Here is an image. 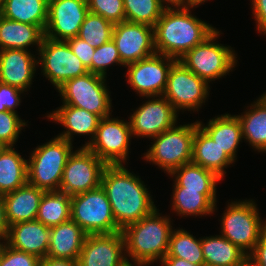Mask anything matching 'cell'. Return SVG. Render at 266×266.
<instances>
[{"instance_id": "6da1fadb", "label": "cell", "mask_w": 266, "mask_h": 266, "mask_svg": "<svg viewBox=\"0 0 266 266\" xmlns=\"http://www.w3.org/2000/svg\"><path fill=\"white\" fill-rule=\"evenodd\" d=\"M101 186L121 231L156 209L144 183L123 164L107 165L102 175Z\"/></svg>"}, {"instance_id": "7a4b0ae2", "label": "cell", "mask_w": 266, "mask_h": 266, "mask_svg": "<svg viewBox=\"0 0 266 266\" xmlns=\"http://www.w3.org/2000/svg\"><path fill=\"white\" fill-rule=\"evenodd\" d=\"M173 6L167 5L154 26L155 49L158 54L179 60L216 28L189 12L190 8L198 5L180 3Z\"/></svg>"}, {"instance_id": "3957f363", "label": "cell", "mask_w": 266, "mask_h": 266, "mask_svg": "<svg viewBox=\"0 0 266 266\" xmlns=\"http://www.w3.org/2000/svg\"><path fill=\"white\" fill-rule=\"evenodd\" d=\"M170 219L161 216L156 208L121 231L125 240V254L128 253L136 266H146L158 259L161 262L167 255L173 231Z\"/></svg>"}, {"instance_id": "277c9868", "label": "cell", "mask_w": 266, "mask_h": 266, "mask_svg": "<svg viewBox=\"0 0 266 266\" xmlns=\"http://www.w3.org/2000/svg\"><path fill=\"white\" fill-rule=\"evenodd\" d=\"M72 148L70 142L60 137L36 147L27 160L28 184L44 192L58 191Z\"/></svg>"}, {"instance_id": "5b68a950", "label": "cell", "mask_w": 266, "mask_h": 266, "mask_svg": "<svg viewBox=\"0 0 266 266\" xmlns=\"http://www.w3.org/2000/svg\"><path fill=\"white\" fill-rule=\"evenodd\" d=\"M195 123L173 126L154 137L144 158L170 174L192 161Z\"/></svg>"}, {"instance_id": "8992f818", "label": "cell", "mask_w": 266, "mask_h": 266, "mask_svg": "<svg viewBox=\"0 0 266 266\" xmlns=\"http://www.w3.org/2000/svg\"><path fill=\"white\" fill-rule=\"evenodd\" d=\"M71 219L87 235L113 234L121 231L102 186L71 196Z\"/></svg>"}, {"instance_id": "52a82bcc", "label": "cell", "mask_w": 266, "mask_h": 266, "mask_svg": "<svg viewBox=\"0 0 266 266\" xmlns=\"http://www.w3.org/2000/svg\"><path fill=\"white\" fill-rule=\"evenodd\" d=\"M255 204L252 200L231 202L221 220V235L247 255L254 250L261 233L266 229V221L261 222Z\"/></svg>"}, {"instance_id": "ba28073f", "label": "cell", "mask_w": 266, "mask_h": 266, "mask_svg": "<svg viewBox=\"0 0 266 266\" xmlns=\"http://www.w3.org/2000/svg\"><path fill=\"white\" fill-rule=\"evenodd\" d=\"M220 33L216 29L202 43L189 50L179 61L208 83L219 79L235 68L236 55L232 48L214 43Z\"/></svg>"}, {"instance_id": "9c48e42d", "label": "cell", "mask_w": 266, "mask_h": 266, "mask_svg": "<svg viewBox=\"0 0 266 266\" xmlns=\"http://www.w3.org/2000/svg\"><path fill=\"white\" fill-rule=\"evenodd\" d=\"M105 78L88 72L66 81L57 89L62 97L63 105L85 109L100 118L110 116L112 100L105 84Z\"/></svg>"}, {"instance_id": "30bf717a", "label": "cell", "mask_w": 266, "mask_h": 266, "mask_svg": "<svg viewBox=\"0 0 266 266\" xmlns=\"http://www.w3.org/2000/svg\"><path fill=\"white\" fill-rule=\"evenodd\" d=\"M106 166L87 147H81L68 157L59 191L74 196L98 188Z\"/></svg>"}, {"instance_id": "8fae6325", "label": "cell", "mask_w": 266, "mask_h": 266, "mask_svg": "<svg viewBox=\"0 0 266 266\" xmlns=\"http://www.w3.org/2000/svg\"><path fill=\"white\" fill-rule=\"evenodd\" d=\"M43 75L58 89L66 81L88 73L82 61L73 53L67 41L43 38L39 47Z\"/></svg>"}, {"instance_id": "7c38bea8", "label": "cell", "mask_w": 266, "mask_h": 266, "mask_svg": "<svg viewBox=\"0 0 266 266\" xmlns=\"http://www.w3.org/2000/svg\"><path fill=\"white\" fill-rule=\"evenodd\" d=\"M208 82L187 69L179 60L170 68L164 96L177 110H198L209 94Z\"/></svg>"}, {"instance_id": "4fadbf2b", "label": "cell", "mask_w": 266, "mask_h": 266, "mask_svg": "<svg viewBox=\"0 0 266 266\" xmlns=\"http://www.w3.org/2000/svg\"><path fill=\"white\" fill-rule=\"evenodd\" d=\"M130 136L129 122L108 116L100 119L94 139L87 148L107 165L122 164L127 160Z\"/></svg>"}, {"instance_id": "5bb4252c", "label": "cell", "mask_w": 266, "mask_h": 266, "mask_svg": "<svg viewBox=\"0 0 266 266\" xmlns=\"http://www.w3.org/2000/svg\"><path fill=\"white\" fill-rule=\"evenodd\" d=\"M176 61L174 58L156 53L146 59L127 64V82L143 97L162 96L169 70Z\"/></svg>"}, {"instance_id": "9a60e30c", "label": "cell", "mask_w": 266, "mask_h": 266, "mask_svg": "<svg viewBox=\"0 0 266 266\" xmlns=\"http://www.w3.org/2000/svg\"><path fill=\"white\" fill-rule=\"evenodd\" d=\"M112 39L124 66L156 54L154 27L123 21L114 24Z\"/></svg>"}, {"instance_id": "2e32d148", "label": "cell", "mask_w": 266, "mask_h": 266, "mask_svg": "<svg viewBox=\"0 0 266 266\" xmlns=\"http://www.w3.org/2000/svg\"><path fill=\"white\" fill-rule=\"evenodd\" d=\"M88 13L87 0H49L44 36L63 41L78 36Z\"/></svg>"}, {"instance_id": "e0dca14e", "label": "cell", "mask_w": 266, "mask_h": 266, "mask_svg": "<svg viewBox=\"0 0 266 266\" xmlns=\"http://www.w3.org/2000/svg\"><path fill=\"white\" fill-rule=\"evenodd\" d=\"M124 253L125 240L121 231L113 234L87 235L77 264L78 266H133Z\"/></svg>"}, {"instance_id": "ac0fdd59", "label": "cell", "mask_w": 266, "mask_h": 266, "mask_svg": "<svg viewBox=\"0 0 266 266\" xmlns=\"http://www.w3.org/2000/svg\"><path fill=\"white\" fill-rule=\"evenodd\" d=\"M132 135L154 138L177 123V110L164 97L148 100L131 116Z\"/></svg>"}, {"instance_id": "d6986e66", "label": "cell", "mask_w": 266, "mask_h": 266, "mask_svg": "<svg viewBox=\"0 0 266 266\" xmlns=\"http://www.w3.org/2000/svg\"><path fill=\"white\" fill-rule=\"evenodd\" d=\"M5 243L42 259L47 256L50 242V227L38 220L23 221L10 225Z\"/></svg>"}, {"instance_id": "ffe728a7", "label": "cell", "mask_w": 266, "mask_h": 266, "mask_svg": "<svg viewBox=\"0 0 266 266\" xmlns=\"http://www.w3.org/2000/svg\"><path fill=\"white\" fill-rule=\"evenodd\" d=\"M30 53L21 49L0 50V82L22 91L30 89L38 64Z\"/></svg>"}, {"instance_id": "44dd1931", "label": "cell", "mask_w": 266, "mask_h": 266, "mask_svg": "<svg viewBox=\"0 0 266 266\" xmlns=\"http://www.w3.org/2000/svg\"><path fill=\"white\" fill-rule=\"evenodd\" d=\"M52 121H56L65 126L66 131L58 135L62 139L72 144V134L92 135L91 140L82 147H87L96 134L100 117L94 113L88 112L75 106L62 105L59 109L53 111L47 116Z\"/></svg>"}, {"instance_id": "7402d4cb", "label": "cell", "mask_w": 266, "mask_h": 266, "mask_svg": "<svg viewBox=\"0 0 266 266\" xmlns=\"http://www.w3.org/2000/svg\"><path fill=\"white\" fill-rule=\"evenodd\" d=\"M86 236L72 219L51 227L47 256L77 261Z\"/></svg>"}, {"instance_id": "603a6c76", "label": "cell", "mask_w": 266, "mask_h": 266, "mask_svg": "<svg viewBox=\"0 0 266 266\" xmlns=\"http://www.w3.org/2000/svg\"><path fill=\"white\" fill-rule=\"evenodd\" d=\"M43 194V190L28 183L4 194L6 219L9 226L18 222L36 220Z\"/></svg>"}, {"instance_id": "cb8c5ba5", "label": "cell", "mask_w": 266, "mask_h": 266, "mask_svg": "<svg viewBox=\"0 0 266 266\" xmlns=\"http://www.w3.org/2000/svg\"><path fill=\"white\" fill-rule=\"evenodd\" d=\"M192 163L213 171L223 179L224 168L234 163L227 153L195 122Z\"/></svg>"}, {"instance_id": "d4e9b609", "label": "cell", "mask_w": 266, "mask_h": 266, "mask_svg": "<svg viewBox=\"0 0 266 266\" xmlns=\"http://www.w3.org/2000/svg\"><path fill=\"white\" fill-rule=\"evenodd\" d=\"M205 266H246L248 255L222 235L201 238Z\"/></svg>"}, {"instance_id": "484cf974", "label": "cell", "mask_w": 266, "mask_h": 266, "mask_svg": "<svg viewBox=\"0 0 266 266\" xmlns=\"http://www.w3.org/2000/svg\"><path fill=\"white\" fill-rule=\"evenodd\" d=\"M40 26L12 21L0 15V50H28L30 45H37L38 50L44 38Z\"/></svg>"}, {"instance_id": "4316f807", "label": "cell", "mask_w": 266, "mask_h": 266, "mask_svg": "<svg viewBox=\"0 0 266 266\" xmlns=\"http://www.w3.org/2000/svg\"><path fill=\"white\" fill-rule=\"evenodd\" d=\"M198 125L223 149L235 162L236 149L243 139L242 127L236 115L225 114L210 119L208 125Z\"/></svg>"}, {"instance_id": "83f0119b", "label": "cell", "mask_w": 266, "mask_h": 266, "mask_svg": "<svg viewBox=\"0 0 266 266\" xmlns=\"http://www.w3.org/2000/svg\"><path fill=\"white\" fill-rule=\"evenodd\" d=\"M169 175L175 178V183L185 190H201L216 205V184L222 180L213 171L192 162L173 170Z\"/></svg>"}, {"instance_id": "f1b7e54d", "label": "cell", "mask_w": 266, "mask_h": 266, "mask_svg": "<svg viewBox=\"0 0 266 266\" xmlns=\"http://www.w3.org/2000/svg\"><path fill=\"white\" fill-rule=\"evenodd\" d=\"M49 0H1L0 15L6 19L40 26L45 30Z\"/></svg>"}, {"instance_id": "f546056e", "label": "cell", "mask_w": 266, "mask_h": 266, "mask_svg": "<svg viewBox=\"0 0 266 266\" xmlns=\"http://www.w3.org/2000/svg\"><path fill=\"white\" fill-rule=\"evenodd\" d=\"M27 183V160L13 146H7L0 152V194L15 191Z\"/></svg>"}, {"instance_id": "4dcf8cb0", "label": "cell", "mask_w": 266, "mask_h": 266, "mask_svg": "<svg viewBox=\"0 0 266 266\" xmlns=\"http://www.w3.org/2000/svg\"><path fill=\"white\" fill-rule=\"evenodd\" d=\"M244 115H237L243 138L259 152L266 151V100L261 96Z\"/></svg>"}, {"instance_id": "1f68e13d", "label": "cell", "mask_w": 266, "mask_h": 266, "mask_svg": "<svg viewBox=\"0 0 266 266\" xmlns=\"http://www.w3.org/2000/svg\"><path fill=\"white\" fill-rule=\"evenodd\" d=\"M69 219H71V196L59 190L44 192L36 220L51 228Z\"/></svg>"}, {"instance_id": "d6a6232c", "label": "cell", "mask_w": 266, "mask_h": 266, "mask_svg": "<svg viewBox=\"0 0 266 266\" xmlns=\"http://www.w3.org/2000/svg\"><path fill=\"white\" fill-rule=\"evenodd\" d=\"M172 209L179 215L202 216L215 211V204L201 190H185L174 183Z\"/></svg>"}, {"instance_id": "836d02e7", "label": "cell", "mask_w": 266, "mask_h": 266, "mask_svg": "<svg viewBox=\"0 0 266 266\" xmlns=\"http://www.w3.org/2000/svg\"><path fill=\"white\" fill-rule=\"evenodd\" d=\"M165 257H177L195 265L205 266L201 238L196 239L184 229L172 231Z\"/></svg>"}, {"instance_id": "e575fe53", "label": "cell", "mask_w": 266, "mask_h": 266, "mask_svg": "<svg viewBox=\"0 0 266 266\" xmlns=\"http://www.w3.org/2000/svg\"><path fill=\"white\" fill-rule=\"evenodd\" d=\"M125 21L154 27L167 5L163 0H123Z\"/></svg>"}, {"instance_id": "d590c367", "label": "cell", "mask_w": 266, "mask_h": 266, "mask_svg": "<svg viewBox=\"0 0 266 266\" xmlns=\"http://www.w3.org/2000/svg\"><path fill=\"white\" fill-rule=\"evenodd\" d=\"M113 28V23L89 12L80 27L78 37L97 48L112 39Z\"/></svg>"}, {"instance_id": "8d00e7d4", "label": "cell", "mask_w": 266, "mask_h": 266, "mask_svg": "<svg viewBox=\"0 0 266 266\" xmlns=\"http://www.w3.org/2000/svg\"><path fill=\"white\" fill-rule=\"evenodd\" d=\"M118 63L124 66L121 61L116 44L111 39L103 45L97 47L91 60V73L106 77L108 66Z\"/></svg>"}, {"instance_id": "74e56055", "label": "cell", "mask_w": 266, "mask_h": 266, "mask_svg": "<svg viewBox=\"0 0 266 266\" xmlns=\"http://www.w3.org/2000/svg\"><path fill=\"white\" fill-rule=\"evenodd\" d=\"M89 12L102 16L113 24L125 21L123 0H87Z\"/></svg>"}, {"instance_id": "f35d334b", "label": "cell", "mask_w": 266, "mask_h": 266, "mask_svg": "<svg viewBox=\"0 0 266 266\" xmlns=\"http://www.w3.org/2000/svg\"><path fill=\"white\" fill-rule=\"evenodd\" d=\"M26 122L17 113L11 111L0 112V140L7 146H13Z\"/></svg>"}, {"instance_id": "ab89813d", "label": "cell", "mask_w": 266, "mask_h": 266, "mask_svg": "<svg viewBox=\"0 0 266 266\" xmlns=\"http://www.w3.org/2000/svg\"><path fill=\"white\" fill-rule=\"evenodd\" d=\"M4 243V244H3ZM1 243L0 266H39L40 258Z\"/></svg>"}, {"instance_id": "60d3db41", "label": "cell", "mask_w": 266, "mask_h": 266, "mask_svg": "<svg viewBox=\"0 0 266 266\" xmlns=\"http://www.w3.org/2000/svg\"><path fill=\"white\" fill-rule=\"evenodd\" d=\"M24 91L0 82V112H15V108L20 105V94Z\"/></svg>"}, {"instance_id": "b9f144b4", "label": "cell", "mask_w": 266, "mask_h": 266, "mask_svg": "<svg viewBox=\"0 0 266 266\" xmlns=\"http://www.w3.org/2000/svg\"><path fill=\"white\" fill-rule=\"evenodd\" d=\"M73 53L82 61L83 65L91 73V60L95 49L78 36L66 40Z\"/></svg>"}, {"instance_id": "7bdbcfd3", "label": "cell", "mask_w": 266, "mask_h": 266, "mask_svg": "<svg viewBox=\"0 0 266 266\" xmlns=\"http://www.w3.org/2000/svg\"><path fill=\"white\" fill-rule=\"evenodd\" d=\"M252 266H266V229L261 233L254 250L248 255Z\"/></svg>"}, {"instance_id": "ee69618b", "label": "cell", "mask_w": 266, "mask_h": 266, "mask_svg": "<svg viewBox=\"0 0 266 266\" xmlns=\"http://www.w3.org/2000/svg\"><path fill=\"white\" fill-rule=\"evenodd\" d=\"M253 15L259 32L266 34V0H251Z\"/></svg>"}, {"instance_id": "f6af8a7d", "label": "cell", "mask_w": 266, "mask_h": 266, "mask_svg": "<svg viewBox=\"0 0 266 266\" xmlns=\"http://www.w3.org/2000/svg\"><path fill=\"white\" fill-rule=\"evenodd\" d=\"M39 266H78L77 261L73 259L53 258L46 256L40 259Z\"/></svg>"}, {"instance_id": "bcb514c9", "label": "cell", "mask_w": 266, "mask_h": 266, "mask_svg": "<svg viewBox=\"0 0 266 266\" xmlns=\"http://www.w3.org/2000/svg\"><path fill=\"white\" fill-rule=\"evenodd\" d=\"M9 224L6 219L5 203L3 195L0 194V240H4L8 233Z\"/></svg>"}, {"instance_id": "7dc6e473", "label": "cell", "mask_w": 266, "mask_h": 266, "mask_svg": "<svg viewBox=\"0 0 266 266\" xmlns=\"http://www.w3.org/2000/svg\"><path fill=\"white\" fill-rule=\"evenodd\" d=\"M162 266H202L192 264L184 259H180L177 257H164L161 261Z\"/></svg>"}, {"instance_id": "c3c4849f", "label": "cell", "mask_w": 266, "mask_h": 266, "mask_svg": "<svg viewBox=\"0 0 266 266\" xmlns=\"http://www.w3.org/2000/svg\"><path fill=\"white\" fill-rule=\"evenodd\" d=\"M207 0H174V5L176 4H196L200 5L201 3L205 2Z\"/></svg>"}, {"instance_id": "681fc988", "label": "cell", "mask_w": 266, "mask_h": 266, "mask_svg": "<svg viewBox=\"0 0 266 266\" xmlns=\"http://www.w3.org/2000/svg\"><path fill=\"white\" fill-rule=\"evenodd\" d=\"M7 147V145L0 140V152H2L5 148Z\"/></svg>"}, {"instance_id": "f907efd6", "label": "cell", "mask_w": 266, "mask_h": 266, "mask_svg": "<svg viewBox=\"0 0 266 266\" xmlns=\"http://www.w3.org/2000/svg\"><path fill=\"white\" fill-rule=\"evenodd\" d=\"M163 1H165L166 3H168V5L169 4L172 5V7L174 5V0H163Z\"/></svg>"}, {"instance_id": "816d5d0a", "label": "cell", "mask_w": 266, "mask_h": 266, "mask_svg": "<svg viewBox=\"0 0 266 266\" xmlns=\"http://www.w3.org/2000/svg\"><path fill=\"white\" fill-rule=\"evenodd\" d=\"M262 97L266 100V93L262 95Z\"/></svg>"}]
</instances>
